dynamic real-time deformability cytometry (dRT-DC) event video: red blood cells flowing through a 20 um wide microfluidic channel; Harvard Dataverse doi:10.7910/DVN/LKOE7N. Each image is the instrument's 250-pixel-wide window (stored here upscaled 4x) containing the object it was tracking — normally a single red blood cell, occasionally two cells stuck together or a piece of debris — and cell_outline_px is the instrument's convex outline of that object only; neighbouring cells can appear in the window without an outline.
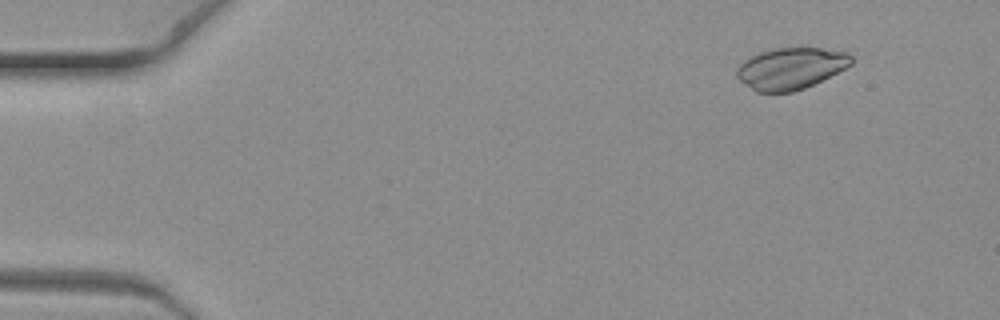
{"species": "common noctule bat (a hibernating species)", "species_latin": "Nyctalus noctula", "temperature_condition": "warm", "stored_images_in_passage": 4, "camera_frame_rate_fps": 3000, "um_per_image_px": 0.085, "animal": {"sex": "female", "body_mass_g": 19.3, "forearm_length_mm": 54.1}, "frame": {"image": 1, "passage_image": 2, "time_ms": 0.333, "image_size_px": [1000, 320], "cell_outline_px": [[852, 64], [804, 88], [792, 92], [756, 92], [740, 80], [736, 76], [736, 68], [744, 60], [756, 52], [772, 48], [820, 48], [848, 52], [852, 56]], "centroid_in_image_um": [67.17, 5.8], "position_along_channel_um": 17.8, "area_um2": 27.63}}